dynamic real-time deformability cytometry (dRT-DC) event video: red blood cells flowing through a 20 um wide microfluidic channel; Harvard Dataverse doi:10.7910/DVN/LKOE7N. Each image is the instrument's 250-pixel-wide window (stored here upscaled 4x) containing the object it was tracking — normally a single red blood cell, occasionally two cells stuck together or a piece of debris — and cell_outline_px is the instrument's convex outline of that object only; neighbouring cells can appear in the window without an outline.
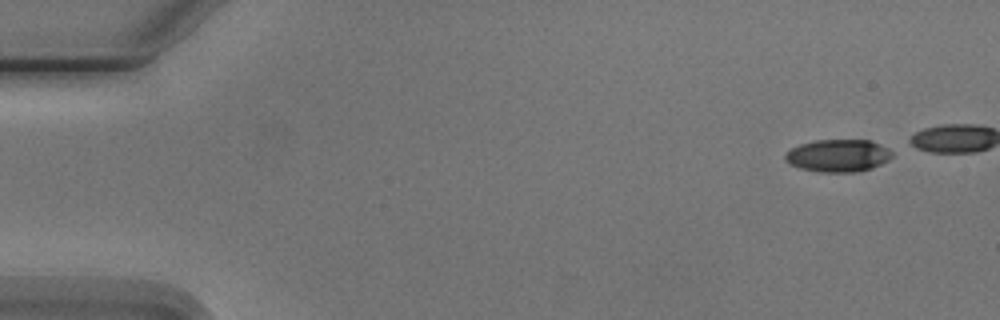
{"species": "Egyptian fruit bat (a non-hibernating species)", "species_latin": "Rousettus aegyptiacus", "temperature_condition": "cold", "stored_images_in_passage": 6, "camera_frame_rate_fps": 3000, "um_per_image_px": 0.085, "animal": {"sex": "male"}, "frame": {"image": 1, "passage_image": 1, "time_ms": 0.0, "image_size_px": [1000, 320], "cell_outline_px": [[892, 156], [888, 160], [872, 168], [860, 172], [816, 172], [800, 168], [788, 164], [784, 160], [784, 156], [792, 148], [800, 144], [816, 140], [872, 140], [888, 148], [892, 152]], "centroid_in_image_um": [71.23, 13.23], "position_along_channel_um": 13.8, "area_um2": 20.4}}
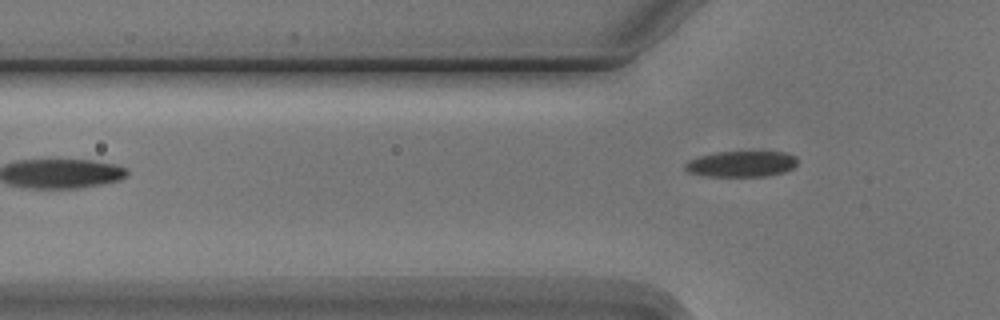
{"frame": {"image": 2, "passage_image": 6, "time_ms": 6.0, "image_size_px": [1000, 320], "cell_outline_px": [[796, 164], [792, 168], [784, 172], [768, 176], [708, 176], [688, 172], [684, 168], [684, 164], [688, 160], [700, 156], [716, 152], [784, 152], [796, 156]], "centroid_in_image_um": [63.0, 13.93], "position_along_channel_um": 62.8, "area_um2": 16.88}}